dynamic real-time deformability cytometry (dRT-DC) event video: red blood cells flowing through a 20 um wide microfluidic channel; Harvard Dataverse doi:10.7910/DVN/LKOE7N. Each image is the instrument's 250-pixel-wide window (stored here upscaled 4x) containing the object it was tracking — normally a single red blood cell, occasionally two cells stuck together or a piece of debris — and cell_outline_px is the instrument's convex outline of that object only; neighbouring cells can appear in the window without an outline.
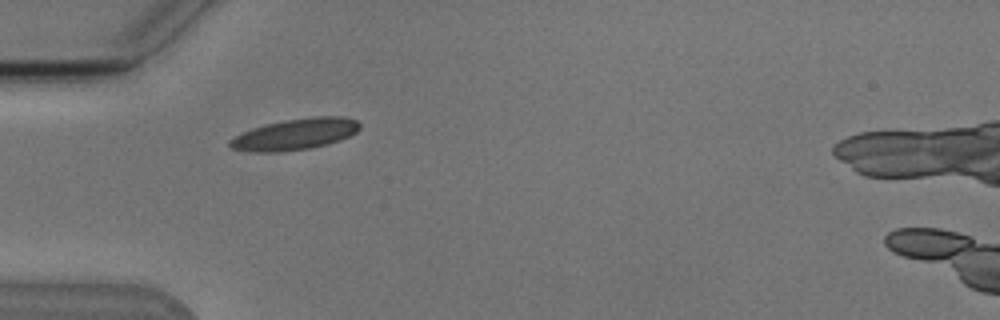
{"species": "Egyptian fruit bat (a non-hibernating species)", "species_latin": "Rousettus aegyptiacus", "temperature_condition": "cold", "stored_images_in_passage": 4, "camera_frame_rate_fps": 3000, "um_per_image_px": 0.085, "animal": {"sex": "male"}, "frame": {"image": 1, "passage_image": 3, "time_ms": 2.333, "image_size_px": [1000, 320], "cell_outline_px": [[360, 128], [356, 132], [340, 140], [328, 144], [308, 148], [280, 152], [248, 152], [232, 148], [228, 144], [228, 140], [244, 132], [264, 124], [284, 120], [312, 116], [344, 116], [356, 120], [360, 124]], "centroid_in_image_um": [25.09, 11.4], "position_along_channel_um": 59.9, "area_um2": 23.64}}